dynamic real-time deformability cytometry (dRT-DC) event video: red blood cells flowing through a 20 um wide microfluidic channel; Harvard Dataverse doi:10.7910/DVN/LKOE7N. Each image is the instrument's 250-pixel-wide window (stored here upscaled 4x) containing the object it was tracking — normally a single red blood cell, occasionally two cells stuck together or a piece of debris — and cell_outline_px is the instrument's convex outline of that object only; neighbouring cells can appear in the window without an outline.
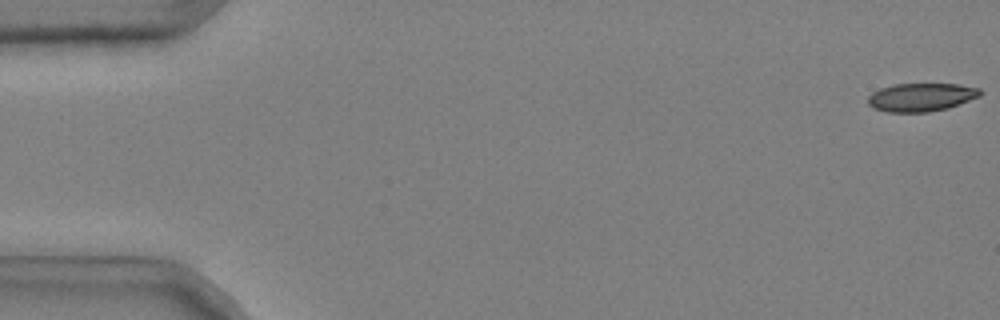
{"species": "common noctule bat (a hibernating species)", "species_latin": "Nyctalus noctula", "temperature_condition": "cold", "stored_images_in_passage": 27, "camera_frame_rate_fps": 3000, "um_per_image_px": 0.085, "animal": {"sex": "male", "body_mass_g": 20.4}, "frame": {"image": 1, "passage_image": 1, "time_ms": 0.0, "image_size_px": [1000, 320], "cell_outline_px": [[980, 96], [948, 108], [928, 112], [888, 112], [872, 108], [868, 104], [868, 96], [872, 92], [880, 88], [892, 84], [956, 84], [980, 88]], "centroid_in_image_um": [78.26, 8.26], "position_along_channel_um": 6.7, "area_um2": 18.5}}
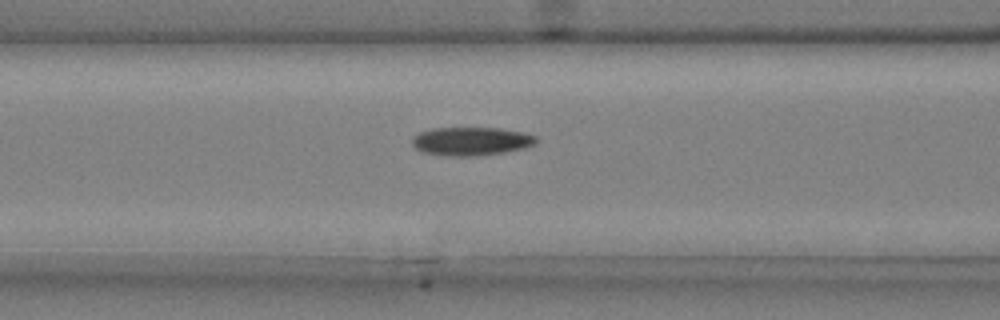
{"frame": {"image": 2, "passage_image": 22, "time_ms": 7.0, "image_size_px": [1000, 320], "cell_outline_px": [[540, 140], [536, 144], [524, 148], [504, 152], [476, 156], [448, 156], [424, 152], [416, 148], [412, 144], [412, 140], [420, 132], [432, 128], [500, 128], [524, 132], [536, 136]], "centroid_in_image_um": [40.11, 12.0], "position_along_channel_um": 126.5, "area_um2": 20.58}}
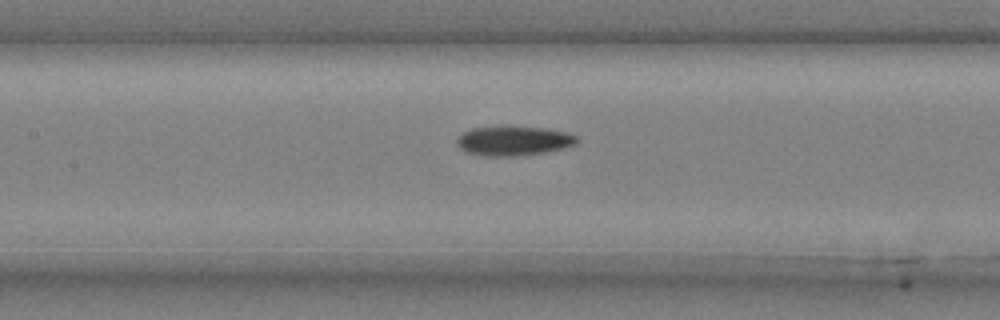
{"frame": {"image": 3, "passage_image": 25, "time_ms": 8.0, "image_size_px": [1000, 320], "cell_outline_px": [[576, 144], [564, 148], [544, 152], [512, 156], [480, 156], [468, 152], [460, 148], [456, 140], [464, 132], [472, 128], [508, 124], [544, 128], [568, 132], [576, 136]], "centroid_in_image_um": [43.64, 11.93], "position_along_channel_um": 163.8, "area_um2": 20.98}}